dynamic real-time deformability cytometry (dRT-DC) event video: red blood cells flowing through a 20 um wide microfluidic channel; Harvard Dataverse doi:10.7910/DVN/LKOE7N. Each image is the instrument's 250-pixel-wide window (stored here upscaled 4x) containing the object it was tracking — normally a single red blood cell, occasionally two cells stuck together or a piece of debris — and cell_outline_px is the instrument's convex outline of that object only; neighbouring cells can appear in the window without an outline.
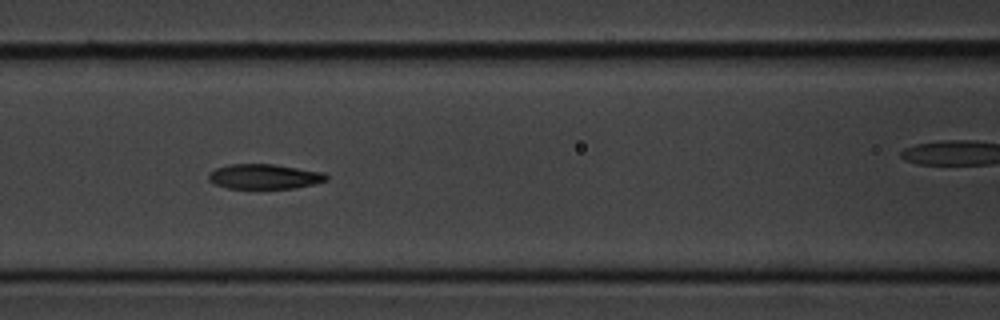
{"species": "common noctule bat (a hibernating species)", "species_latin": "Nyctalus noctula", "temperature_condition": "cold", "stored_images_in_passage": 16, "camera_frame_rate_fps": 3000, "um_per_image_px": 0.085, "animal": {"sex": "male", "body_mass_g": 20.1, "forearm_length_mm": 53.5}, "frame": {"image": 1, "passage_image": 7, "time_ms": 7.667, "image_size_px": [1000, 320], "cell_outline_px": [[328, 180], [312, 184], [292, 188], [228, 188], [216, 184], [208, 180], [208, 172], [216, 168], [228, 164], [276, 164], [324, 172], [328, 176]], "centroid_in_image_um": [22.46, 14.99], "position_along_channel_um": 144.1, "area_um2": 17.11}}
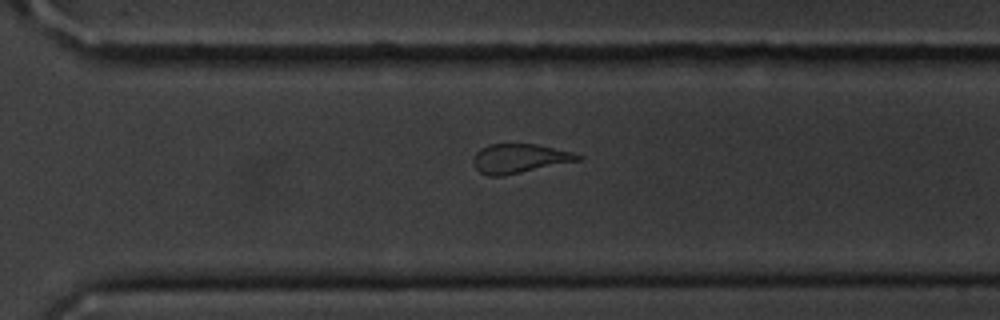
{"frame": {"image": 2, "passage_image": 12, "time_ms": 14.333, "image_size_px": [1000, 320], "cell_outline_px": [[584, 156], [580, 160], [504, 176], [488, 176], [480, 172], [472, 164], [472, 156], [480, 148], [488, 144], [536, 144], [572, 152]], "centroid_in_image_um": [44.11, 13.47], "position_along_channel_um": 326.5, "area_um2": 17.92}}
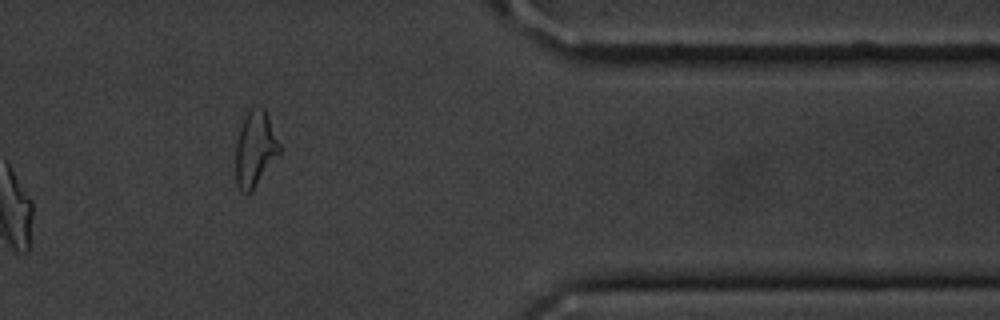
{"frame": {"image": 3, "passage_image": 14, "time_ms": 16.667, "image_size_px": [1000, 320], "cell_outline_px": [[280, 152], [252, 192], [244, 192], [236, 184], [236, 140], [240, 128], [248, 112], [252, 108], [264, 108], [280, 144]], "centroid_in_image_um": [21.68, 12.69], "position_along_channel_um": 389.7, "area_um2": 18.84}, "authors_computed_cell_mechanics": {"area_um2": 17.8313, "velocity_mm_per_s": 3.5894, "shape_relaxation_time_tau1_ms": 2.4941, "shape_relaxation_time_tau2_ms": 2.5832, "deformation_change_tau1": 0.0932, "deformation_change_tau2": 0.0921}}